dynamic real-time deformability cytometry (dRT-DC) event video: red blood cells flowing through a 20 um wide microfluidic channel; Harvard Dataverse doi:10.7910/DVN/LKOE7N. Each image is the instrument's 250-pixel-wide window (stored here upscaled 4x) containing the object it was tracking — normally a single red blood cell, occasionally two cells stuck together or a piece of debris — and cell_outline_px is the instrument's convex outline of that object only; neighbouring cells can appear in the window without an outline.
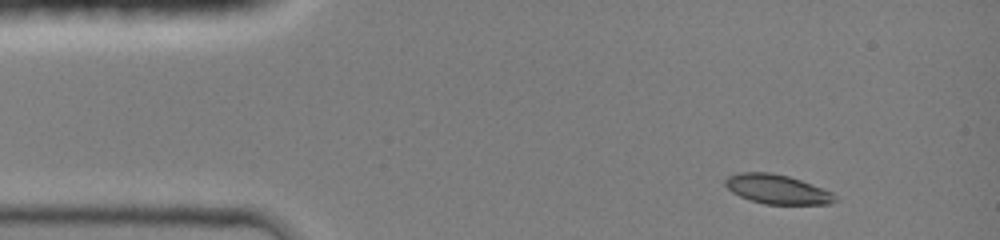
{"species": "common noctule bat (a hibernating species)", "species_latin": "Nyctalus noctula", "temperature_condition": "room temperature", "stored_images_in_passage": 22, "camera_frame_rate_fps": 3000, "um_per_image_px": 0.085, "animal": {"sex": "female", "body_mass_g": 19.0, "forearm_length_mm": 51.5}, "frame": {"image": 1, "passage_image": 1, "time_ms": 0.0, "image_size_px": [1000, 240], "cell_outline_px": [[836, 200], [828, 204], [764, 204], [740, 196], [732, 192], [724, 184], [724, 180], [728, 176], [736, 172], [772, 172], [788, 176], [812, 184], [832, 192], [836, 196]], "centroid_in_image_um": [66.03, 16.07], "position_along_channel_um": 19.0, "area_um2": 18.73}}
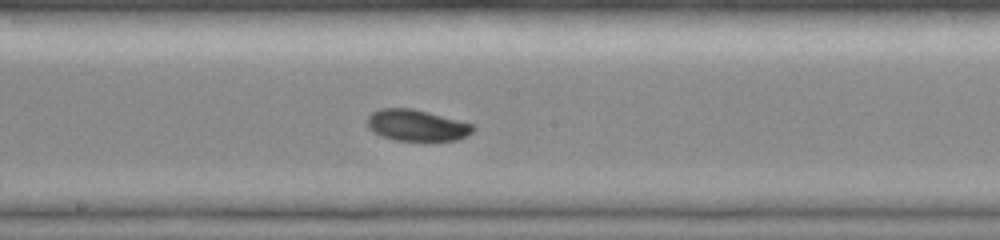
{"frame": {"image": 2, "passage_image": 12, "time_ms": 6.333, "image_size_px": [1000, 240], "cell_outline_px": [[476, 128], [472, 132], [460, 140], [396, 140], [380, 136], [368, 128], [364, 120], [372, 112], [380, 108], [412, 108], [472, 124]], "centroid_in_image_um": [35.36, 10.65], "position_along_channel_um": 212.8, "area_um2": 19.31}}
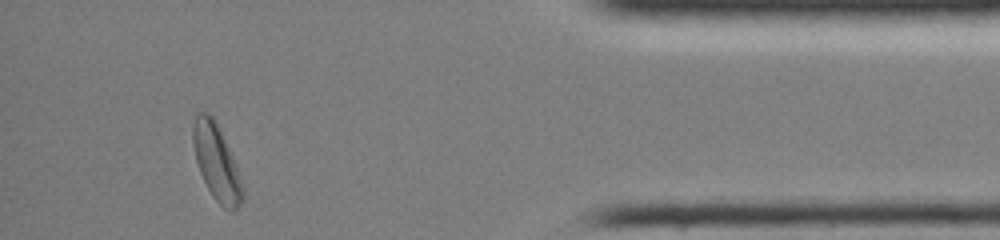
{"frame": {"image": 3, "passage_image": 22, "time_ms": 12.0, "image_size_px": [1000, 240], "cell_outline_px": [[244, 200], [232, 212], [224, 208], [212, 196], [200, 172], [196, 160], [192, 140], [192, 128], [196, 112], [208, 112], [216, 120], [220, 128], [240, 176], [244, 188]], "centroid_in_image_um": [18.4, 13.78], "position_along_channel_um": 416.8, "area_um2": 21.91}, "authors_computed_cell_mechanics": {"area_um2": 19.4786, "velocity_mm_per_s": 4.2365, "shape_relaxation_time_tau1_ms": 3.6599, "shape_relaxation_time_tau2_ms": null, "deformation_change_tau1": 0.1031, "deformation_change_tau2": null}}